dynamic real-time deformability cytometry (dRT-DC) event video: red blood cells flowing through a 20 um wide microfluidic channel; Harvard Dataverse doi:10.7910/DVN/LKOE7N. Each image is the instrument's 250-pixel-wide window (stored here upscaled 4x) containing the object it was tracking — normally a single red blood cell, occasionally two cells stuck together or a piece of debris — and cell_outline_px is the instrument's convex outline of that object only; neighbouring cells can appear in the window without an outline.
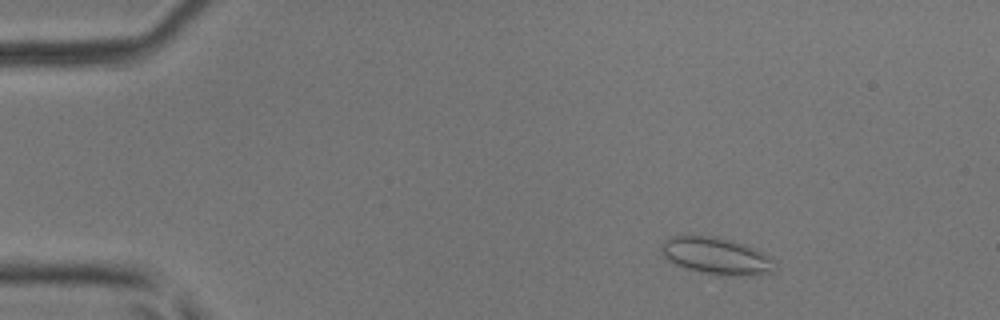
{"species": "common noctule bat (a hibernating species)", "species_latin": "Nyctalus noctula", "temperature_condition": "room temperature", "stored_images_in_passage": 50, "camera_frame_rate_fps": 3000, "um_per_image_px": 0.085, "animal": {"sex": "male", "body_mass_g": 17.9, "forearm_length_mm": 54.2}, "frame": {"image": 1, "passage_image": 7, "time_ms": 2.0, "image_size_px": [1000, 320], "cell_outline_px": [[776, 272], [744, 276], [728, 276], [704, 272], [688, 268], [676, 264], [664, 256], [660, 248], [664, 240], [672, 236], [716, 236], [732, 240], [756, 248], [764, 252], [776, 260]], "centroid_in_image_um": [60.98, 21.75], "position_along_channel_um": 24.0, "area_um2": 24.57}}
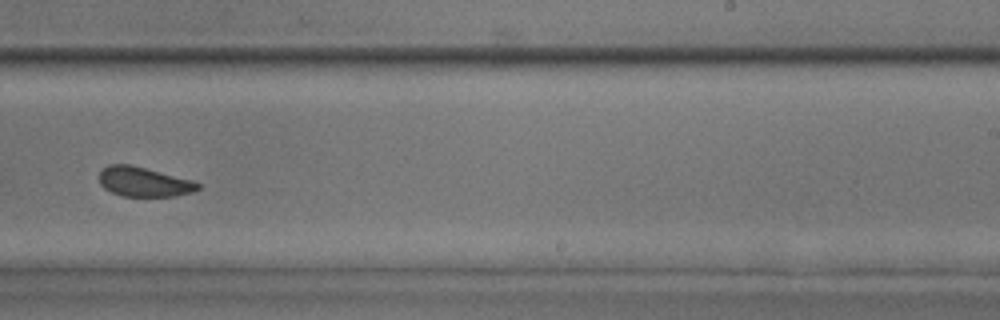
{"frame": {"image": 2, "passage_image": 32, "time_ms": 10.333, "image_size_px": [1000, 320], "cell_outline_px": [[200, 188], [192, 192], [172, 196], [120, 196], [104, 188], [100, 184], [100, 172], [108, 164], [128, 164], [192, 180], [200, 184]], "centroid_in_image_um": [12.21, 15.46], "position_along_channel_um": 276.8, "area_um2": 16.76}}
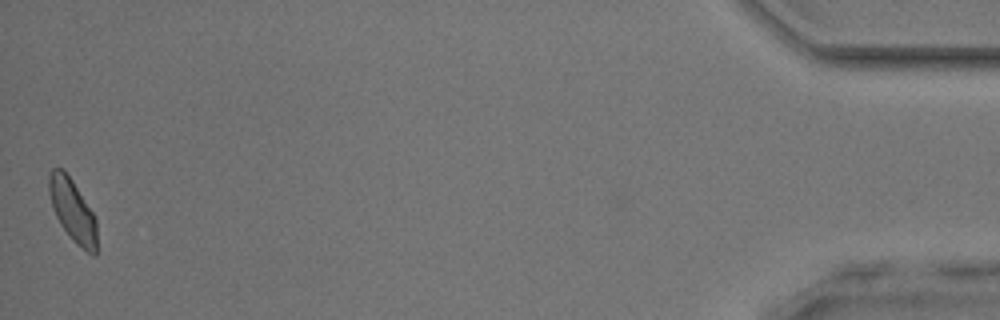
{"frame": {"image": 3, "passage_image": 50, "time_ms": 16.333, "image_size_px": [1000, 320], "cell_outline_px": [[96, 256], [92, 256], [76, 244], [72, 240], [60, 224], [56, 216], [48, 192], [48, 176], [52, 168], [64, 168], [72, 180], [92, 212], [96, 220]], "centroid_in_image_um": [6.15, 17.89], "position_along_channel_um": 429.0, "area_um2": 17.4}, "authors_computed_cell_mechanics": {"area_um2": 17.9758, "velocity_mm_per_s": 4.0562, "shape_relaxation_time_tau1_ms": 3.9397, "shape_relaxation_time_tau2_ms": 1.4192, "deformation_change_tau1": 0.0673, "deformation_change_tau2": 0.0825}}